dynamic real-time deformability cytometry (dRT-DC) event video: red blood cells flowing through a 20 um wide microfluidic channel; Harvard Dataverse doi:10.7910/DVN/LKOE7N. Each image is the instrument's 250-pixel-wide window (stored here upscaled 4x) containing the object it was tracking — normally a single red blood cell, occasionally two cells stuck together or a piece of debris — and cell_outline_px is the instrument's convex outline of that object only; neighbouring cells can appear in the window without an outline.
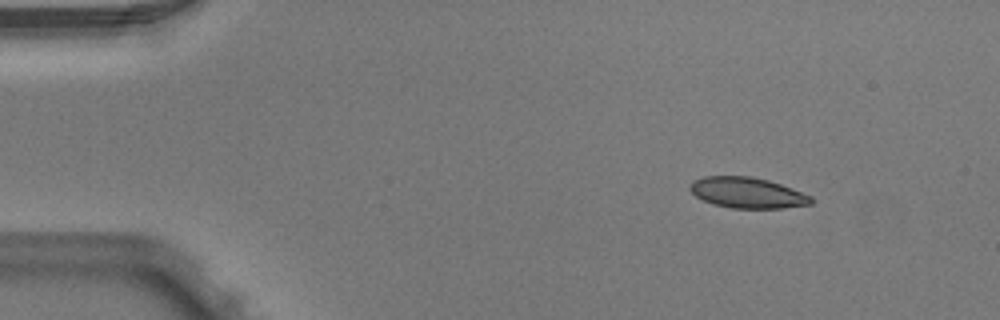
{"species": "Egyptian fruit bat (a non-hibernating species)", "species_latin": "Rousettus aegyptiacus", "temperature_condition": "warm", "stored_images_in_passage": 3, "camera_frame_rate_fps": 3000, "um_per_image_px": 0.085, "animal": {"sex": "male"}, "frame": {"image": 1, "passage_image": 1, "time_ms": 0.0, "image_size_px": [1000, 320], "cell_outline_px": [[812, 204], [784, 208], [732, 208], [712, 204], [696, 196], [688, 188], [692, 180], [704, 176], [752, 176], [768, 180], [780, 184], [812, 196]], "centroid_in_image_um": [63.5, 16.38], "position_along_channel_um": 21.5, "area_um2": 21.73}}
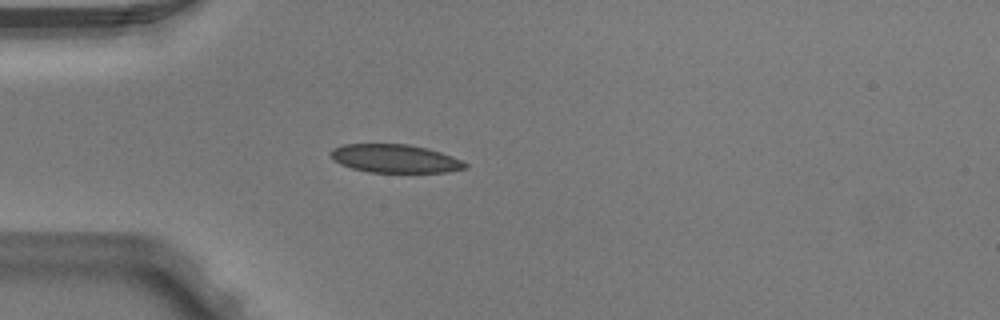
{"frame": {"image": 2, "passage_image": 3, "time_ms": 0.667, "image_size_px": [1000, 320], "cell_outline_px": [[468, 168], [448, 172], [368, 172], [352, 168], [340, 164], [328, 156], [328, 152], [332, 148], [344, 144], [408, 144], [428, 148], [452, 156], [468, 164]], "centroid_in_image_um": [33.54, 13.47], "position_along_channel_um": 51.5, "area_um2": 22.37}}